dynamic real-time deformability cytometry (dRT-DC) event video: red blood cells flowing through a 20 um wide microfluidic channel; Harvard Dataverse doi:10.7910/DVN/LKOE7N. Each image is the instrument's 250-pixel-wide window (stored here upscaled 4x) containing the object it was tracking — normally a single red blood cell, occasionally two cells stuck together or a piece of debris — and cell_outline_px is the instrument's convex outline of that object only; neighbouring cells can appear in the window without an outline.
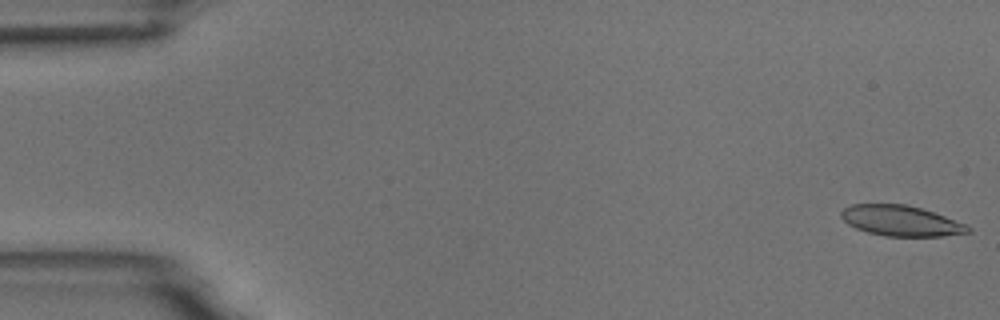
{"species": "common noctule bat (a hibernating species)", "species_latin": "Nyctalus noctula", "temperature_condition": "room temperature", "stored_images_in_passage": 5, "camera_frame_rate_fps": 3000, "um_per_image_px": 0.085, "animal": {"sex": "male", "body_mass_g": 18.8}, "frame": {"image": 1, "passage_image": 1, "time_ms": 0.0, "image_size_px": [1000, 320], "cell_outline_px": [[972, 232], [940, 236], [884, 236], [868, 232], [856, 228], [848, 224], [840, 216], [840, 212], [844, 208], [852, 204], [904, 204], [920, 208], [968, 224], [972, 228]], "centroid_in_image_um": [76.59, 18.77], "position_along_channel_um": 8.4, "area_um2": 22.48}}
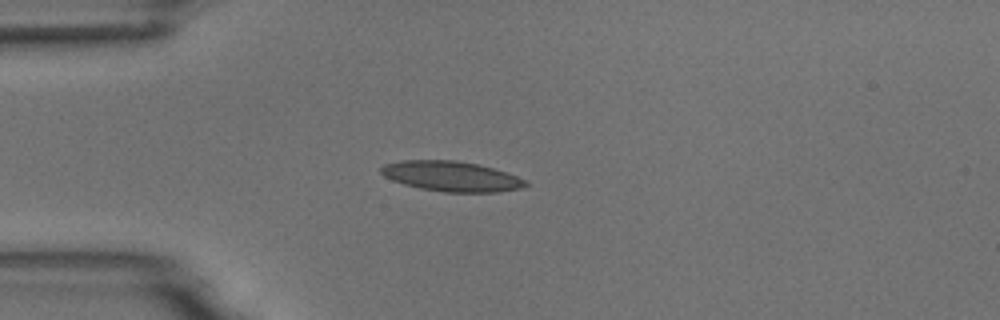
{"frame": {"image": 2, "passage_image": 4, "time_ms": 4.333, "image_size_px": [1000, 320], "cell_outline_px": [[528, 184], [520, 188], [496, 192], [444, 192], [420, 188], [404, 184], [392, 180], [384, 176], [380, 172], [380, 168], [384, 164], [400, 160], [456, 160], [476, 164], [492, 168], [516, 176], [524, 180]], "centroid_in_image_um": [38.3, 14.98], "position_along_channel_um": 46.7, "area_um2": 25.14}}